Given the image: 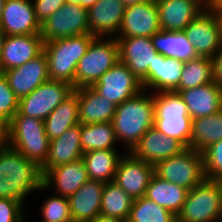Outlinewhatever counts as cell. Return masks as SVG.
Segmentation results:
<instances>
[{
    "instance_id": "obj_1",
    "label": "cell",
    "mask_w": 222,
    "mask_h": 222,
    "mask_svg": "<svg viewBox=\"0 0 222 222\" xmlns=\"http://www.w3.org/2000/svg\"><path fill=\"white\" fill-rule=\"evenodd\" d=\"M43 185L41 168L17 150H0V198L16 199L24 205L25 197Z\"/></svg>"
},
{
    "instance_id": "obj_2",
    "label": "cell",
    "mask_w": 222,
    "mask_h": 222,
    "mask_svg": "<svg viewBox=\"0 0 222 222\" xmlns=\"http://www.w3.org/2000/svg\"><path fill=\"white\" fill-rule=\"evenodd\" d=\"M146 92L142 90L136 96L118 104L111 121L117 142L127 147V153H130L140 138L154 127L153 93L148 95Z\"/></svg>"
},
{
    "instance_id": "obj_3",
    "label": "cell",
    "mask_w": 222,
    "mask_h": 222,
    "mask_svg": "<svg viewBox=\"0 0 222 222\" xmlns=\"http://www.w3.org/2000/svg\"><path fill=\"white\" fill-rule=\"evenodd\" d=\"M94 38L92 34H82L44 42L49 79L66 82L75 88L78 61L86 54Z\"/></svg>"
},
{
    "instance_id": "obj_4",
    "label": "cell",
    "mask_w": 222,
    "mask_h": 222,
    "mask_svg": "<svg viewBox=\"0 0 222 222\" xmlns=\"http://www.w3.org/2000/svg\"><path fill=\"white\" fill-rule=\"evenodd\" d=\"M7 133L8 146L40 168L44 165L49 154L50 142L45 132L44 121L22 115L18 111L7 125Z\"/></svg>"
},
{
    "instance_id": "obj_5",
    "label": "cell",
    "mask_w": 222,
    "mask_h": 222,
    "mask_svg": "<svg viewBox=\"0 0 222 222\" xmlns=\"http://www.w3.org/2000/svg\"><path fill=\"white\" fill-rule=\"evenodd\" d=\"M154 128L168 137H173L189 148L192 119L187 105L176 91H163L153 94Z\"/></svg>"
},
{
    "instance_id": "obj_6",
    "label": "cell",
    "mask_w": 222,
    "mask_h": 222,
    "mask_svg": "<svg viewBox=\"0 0 222 222\" xmlns=\"http://www.w3.org/2000/svg\"><path fill=\"white\" fill-rule=\"evenodd\" d=\"M222 181L205 179L188 191L177 222H221Z\"/></svg>"
},
{
    "instance_id": "obj_7",
    "label": "cell",
    "mask_w": 222,
    "mask_h": 222,
    "mask_svg": "<svg viewBox=\"0 0 222 222\" xmlns=\"http://www.w3.org/2000/svg\"><path fill=\"white\" fill-rule=\"evenodd\" d=\"M118 61L119 50L116 38L95 37L86 54L78 61L75 73V89L92 87Z\"/></svg>"
},
{
    "instance_id": "obj_8",
    "label": "cell",
    "mask_w": 222,
    "mask_h": 222,
    "mask_svg": "<svg viewBox=\"0 0 222 222\" xmlns=\"http://www.w3.org/2000/svg\"><path fill=\"white\" fill-rule=\"evenodd\" d=\"M154 174L190 190L206 179L203 153L186 148L180 154L156 163Z\"/></svg>"
},
{
    "instance_id": "obj_9",
    "label": "cell",
    "mask_w": 222,
    "mask_h": 222,
    "mask_svg": "<svg viewBox=\"0 0 222 222\" xmlns=\"http://www.w3.org/2000/svg\"><path fill=\"white\" fill-rule=\"evenodd\" d=\"M74 90L71 84L49 79L29 95L19 99L18 111L22 115L44 121L61 102L74 93Z\"/></svg>"
},
{
    "instance_id": "obj_10",
    "label": "cell",
    "mask_w": 222,
    "mask_h": 222,
    "mask_svg": "<svg viewBox=\"0 0 222 222\" xmlns=\"http://www.w3.org/2000/svg\"><path fill=\"white\" fill-rule=\"evenodd\" d=\"M82 34H90V29L87 8L78 4L65 3L41 23L43 42Z\"/></svg>"
},
{
    "instance_id": "obj_11",
    "label": "cell",
    "mask_w": 222,
    "mask_h": 222,
    "mask_svg": "<svg viewBox=\"0 0 222 222\" xmlns=\"http://www.w3.org/2000/svg\"><path fill=\"white\" fill-rule=\"evenodd\" d=\"M92 88L116 105L136 96L142 90V83L121 61L102 75Z\"/></svg>"
},
{
    "instance_id": "obj_12",
    "label": "cell",
    "mask_w": 222,
    "mask_h": 222,
    "mask_svg": "<svg viewBox=\"0 0 222 222\" xmlns=\"http://www.w3.org/2000/svg\"><path fill=\"white\" fill-rule=\"evenodd\" d=\"M198 57L212 58L222 46L219 20L206 8L184 29Z\"/></svg>"
},
{
    "instance_id": "obj_13",
    "label": "cell",
    "mask_w": 222,
    "mask_h": 222,
    "mask_svg": "<svg viewBox=\"0 0 222 222\" xmlns=\"http://www.w3.org/2000/svg\"><path fill=\"white\" fill-rule=\"evenodd\" d=\"M154 175V165L135 158L131 153L118 162L114 182L133 200L145 196L147 186Z\"/></svg>"
},
{
    "instance_id": "obj_14",
    "label": "cell",
    "mask_w": 222,
    "mask_h": 222,
    "mask_svg": "<svg viewBox=\"0 0 222 222\" xmlns=\"http://www.w3.org/2000/svg\"><path fill=\"white\" fill-rule=\"evenodd\" d=\"M156 1L125 8L120 29L115 38L152 37L160 31Z\"/></svg>"
},
{
    "instance_id": "obj_15",
    "label": "cell",
    "mask_w": 222,
    "mask_h": 222,
    "mask_svg": "<svg viewBox=\"0 0 222 222\" xmlns=\"http://www.w3.org/2000/svg\"><path fill=\"white\" fill-rule=\"evenodd\" d=\"M119 50V61L143 83L148 77L149 66L153 65L158 54L151 37L116 38Z\"/></svg>"
},
{
    "instance_id": "obj_16",
    "label": "cell",
    "mask_w": 222,
    "mask_h": 222,
    "mask_svg": "<svg viewBox=\"0 0 222 222\" xmlns=\"http://www.w3.org/2000/svg\"><path fill=\"white\" fill-rule=\"evenodd\" d=\"M2 73L18 99L29 95L38 86L49 80L48 60L44 50L25 64Z\"/></svg>"
},
{
    "instance_id": "obj_17",
    "label": "cell",
    "mask_w": 222,
    "mask_h": 222,
    "mask_svg": "<svg viewBox=\"0 0 222 222\" xmlns=\"http://www.w3.org/2000/svg\"><path fill=\"white\" fill-rule=\"evenodd\" d=\"M0 29L6 36L40 34L32 0H5Z\"/></svg>"
},
{
    "instance_id": "obj_18",
    "label": "cell",
    "mask_w": 222,
    "mask_h": 222,
    "mask_svg": "<svg viewBox=\"0 0 222 222\" xmlns=\"http://www.w3.org/2000/svg\"><path fill=\"white\" fill-rule=\"evenodd\" d=\"M159 24L164 31H184L206 9V0H155Z\"/></svg>"
},
{
    "instance_id": "obj_19",
    "label": "cell",
    "mask_w": 222,
    "mask_h": 222,
    "mask_svg": "<svg viewBox=\"0 0 222 222\" xmlns=\"http://www.w3.org/2000/svg\"><path fill=\"white\" fill-rule=\"evenodd\" d=\"M186 147L173 137H168L154 127L150 128L130 152L135 158L155 165L161 160L180 154Z\"/></svg>"
},
{
    "instance_id": "obj_20",
    "label": "cell",
    "mask_w": 222,
    "mask_h": 222,
    "mask_svg": "<svg viewBox=\"0 0 222 222\" xmlns=\"http://www.w3.org/2000/svg\"><path fill=\"white\" fill-rule=\"evenodd\" d=\"M89 180L85 163L82 158L57 166L43 175V185L40 190H56L62 197H70Z\"/></svg>"
},
{
    "instance_id": "obj_21",
    "label": "cell",
    "mask_w": 222,
    "mask_h": 222,
    "mask_svg": "<svg viewBox=\"0 0 222 222\" xmlns=\"http://www.w3.org/2000/svg\"><path fill=\"white\" fill-rule=\"evenodd\" d=\"M125 8L121 0H98L87 8L90 34L95 37H116Z\"/></svg>"
},
{
    "instance_id": "obj_22",
    "label": "cell",
    "mask_w": 222,
    "mask_h": 222,
    "mask_svg": "<svg viewBox=\"0 0 222 222\" xmlns=\"http://www.w3.org/2000/svg\"><path fill=\"white\" fill-rule=\"evenodd\" d=\"M40 34L6 36L0 57V73L32 60L43 51Z\"/></svg>"
},
{
    "instance_id": "obj_23",
    "label": "cell",
    "mask_w": 222,
    "mask_h": 222,
    "mask_svg": "<svg viewBox=\"0 0 222 222\" xmlns=\"http://www.w3.org/2000/svg\"><path fill=\"white\" fill-rule=\"evenodd\" d=\"M175 91L183 98L192 120L213 115L222 109V87L214 81L196 88Z\"/></svg>"
},
{
    "instance_id": "obj_24",
    "label": "cell",
    "mask_w": 222,
    "mask_h": 222,
    "mask_svg": "<svg viewBox=\"0 0 222 222\" xmlns=\"http://www.w3.org/2000/svg\"><path fill=\"white\" fill-rule=\"evenodd\" d=\"M83 153L81 147V124L79 123L49 142V154L46 162L41 167L42 175L57 166L82 158Z\"/></svg>"
},
{
    "instance_id": "obj_25",
    "label": "cell",
    "mask_w": 222,
    "mask_h": 222,
    "mask_svg": "<svg viewBox=\"0 0 222 222\" xmlns=\"http://www.w3.org/2000/svg\"><path fill=\"white\" fill-rule=\"evenodd\" d=\"M104 186L102 181L88 180L68 197L73 222H92L100 215Z\"/></svg>"
},
{
    "instance_id": "obj_26",
    "label": "cell",
    "mask_w": 222,
    "mask_h": 222,
    "mask_svg": "<svg viewBox=\"0 0 222 222\" xmlns=\"http://www.w3.org/2000/svg\"><path fill=\"white\" fill-rule=\"evenodd\" d=\"M184 62L168 58L158 53L152 66H149L148 77L142 83L143 90L155 92L175 91L179 86Z\"/></svg>"
},
{
    "instance_id": "obj_27",
    "label": "cell",
    "mask_w": 222,
    "mask_h": 222,
    "mask_svg": "<svg viewBox=\"0 0 222 222\" xmlns=\"http://www.w3.org/2000/svg\"><path fill=\"white\" fill-rule=\"evenodd\" d=\"M79 123L111 122L117 105L100 96L92 87L78 88Z\"/></svg>"
},
{
    "instance_id": "obj_28",
    "label": "cell",
    "mask_w": 222,
    "mask_h": 222,
    "mask_svg": "<svg viewBox=\"0 0 222 222\" xmlns=\"http://www.w3.org/2000/svg\"><path fill=\"white\" fill-rule=\"evenodd\" d=\"M188 191V189L163 180L154 174L147 186L144 197L177 216L186 201Z\"/></svg>"
},
{
    "instance_id": "obj_29",
    "label": "cell",
    "mask_w": 222,
    "mask_h": 222,
    "mask_svg": "<svg viewBox=\"0 0 222 222\" xmlns=\"http://www.w3.org/2000/svg\"><path fill=\"white\" fill-rule=\"evenodd\" d=\"M76 124H79L78 89H75L74 93L61 102L44 120L45 132L50 141Z\"/></svg>"
},
{
    "instance_id": "obj_30",
    "label": "cell",
    "mask_w": 222,
    "mask_h": 222,
    "mask_svg": "<svg viewBox=\"0 0 222 222\" xmlns=\"http://www.w3.org/2000/svg\"><path fill=\"white\" fill-rule=\"evenodd\" d=\"M151 40L156 51L165 57L183 62L198 57L184 31L160 30L151 37Z\"/></svg>"
},
{
    "instance_id": "obj_31",
    "label": "cell",
    "mask_w": 222,
    "mask_h": 222,
    "mask_svg": "<svg viewBox=\"0 0 222 222\" xmlns=\"http://www.w3.org/2000/svg\"><path fill=\"white\" fill-rule=\"evenodd\" d=\"M121 157L122 154H119L116 149L83 153L82 160L85 163L89 180L112 182Z\"/></svg>"
},
{
    "instance_id": "obj_32",
    "label": "cell",
    "mask_w": 222,
    "mask_h": 222,
    "mask_svg": "<svg viewBox=\"0 0 222 222\" xmlns=\"http://www.w3.org/2000/svg\"><path fill=\"white\" fill-rule=\"evenodd\" d=\"M219 140H222V109L213 115L192 120L189 148L203 152Z\"/></svg>"
},
{
    "instance_id": "obj_33",
    "label": "cell",
    "mask_w": 222,
    "mask_h": 222,
    "mask_svg": "<svg viewBox=\"0 0 222 222\" xmlns=\"http://www.w3.org/2000/svg\"><path fill=\"white\" fill-rule=\"evenodd\" d=\"M133 201L114 181L107 182L102 193L100 214L127 222Z\"/></svg>"
},
{
    "instance_id": "obj_34",
    "label": "cell",
    "mask_w": 222,
    "mask_h": 222,
    "mask_svg": "<svg viewBox=\"0 0 222 222\" xmlns=\"http://www.w3.org/2000/svg\"><path fill=\"white\" fill-rule=\"evenodd\" d=\"M117 139L111 122L81 125V147L83 152L117 149Z\"/></svg>"
},
{
    "instance_id": "obj_35",
    "label": "cell",
    "mask_w": 222,
    "mask_h": 222,
    "mask_svg": "<svg viewBox=\"0 0 222 222\" xmlns=\"http://www.w3.org/2000/svg\"><path fill=\"white\" fill-rule=\"evenodd\" d=\"M213 82L210 57H197L184 61L181 79L176 90L196 88Z\"/></svg>"
},
{
    "instance_id": "obj_36",
    "label": "cell",
    "mask_w": 222,
    "mask_h": 222,
    "mask_svg": "<svg viewBox=\"0 0 222 222\" xmlns=\"http://www.w3.org/2000/svg\"><path fill=\"white\" fill-rule=\"evenodd\" d=\"M127 222H177V216L143 196L133 201Z\"/></svg>"
},
{
    "instance_id": "obj_37",
    "label": "cell",
    "mask_w": 222,
    "mask_h": 222,
    "mask_svg": "<svg viewBox=\"0 0 222 222\" xmlns=\"http://www.w3.org/2000/svg\"><path fill=\"white\" fill-rule=\"evenodd\" d=\"M51 196L42 204L41 215L44 219L40 222H73L68 198Z\"/></svg>"
},
{
    "instance_id": "obj_38",
    "label": "cell",
    "mask_w": 222,
    "mask_h": 222,
    "mask_svg": "<svg viewBox=\"0 0 222 222\" xmlns=\"http://www.w3.org/2000/svg\"><path fill=\"white\" fill-rule=\"evenodd\" d=\"M202 153L206 179L222 181V140L211 144Z\"/></svg>"
},
{
    "instance_id": "obj_39",
    "label": "cell",
    "mask_w": 222,
    "mask_h": 222,
    "mask_svg": "<svg viewBox=\"0 0 222 222\" xmlns=\"http://www.w3.org/2000/svg\"><path fill=\"white\" fill-rule=\"evenodd\" d=\"M19 99L9 87L3 73H0V121L9 124L12 117L18 112Z\"/></svg>"
},
{
    "instance_id": "obj_40",
    "label": "cell",
    "mask_w": 222,
    "mask_h": 222,
    "mask_svg": "<svg viewBox=\"0 0 222 222\" xmlns=\"http://www.w3.org/2000/svg\"><path fill=\"white\" fill-rule=\"evenodd\" d=\"M23 209L16 199L0 198V222H25Z\"/></svg>"
},
{
    "instance_id": "obj_41",
    "label": "cell",
    "mask_w": 222,
    "mask_h": 222,
    "mask_svg": "<svg viewBox=\"0 0 222 222\" xmlns=\"http://www.w3.org/2000/svg\"><path fill=\"white\" fill-rule=\"evenodd\" d=\"M34 1V2H33ZM36 19L40 24L61 8L66 0H33Z\"/></svg>"
},
{
    "instance_id": "obj_42",
    "label": "cell",
    "mask_w": 222,
    "mask_h": 222,
    "mask_svg": "<svg viewBox=\"0 0 222 222\" xmlns=\"http://www.w3.org/2000/svg\"><path fill=\"white\" fill-rule=\"evenodd\" d=\"M213 81L222 87V46L211 58Z\"/></svg>"
},
{
    "instance_id": "obj_43",
    "label": "cell",
    "mask_w": 222,
    "mask_h": 222,
    "mask_svg": "<svg viewBox=\"0 0 222 222\" xmlns=\"http://www.w3.org/2000/svg\"><path fill=\"white\" fill-rule=\"evenodd\" d=\"M206 8L217 18L222 17V0H206Z\"/></svg>"
},
{
    "instance_id": "obj_44",
    "label": "cell",
    "mask_w": 222,
    "mask_h": 222,
    "mask_svg": "<svg viewBox=\"0 0 222 222\" xmlns=\"http://www.w3.org/2000/svg\"><path fill=\"white\" fill-rule=\"evenodd\" d=\"M8 145L7 124L0 121V150Z\"/></svg>"
},
{
    "instance_id": "obj_45",
    "label": "cell",
    "mask_w": 222,
    "mask_h": 222,
    "mask_svg": "<svg viewBox=\"0 0 222 222\" xmlns=\"http://www.w3.org/2000/svg\"><path fill=\"white\" fill-rule=\"evenodd\" d=\"M98 0H66L67 4H78L85 8L94 5Z\"/></svg>"
},
{
    "instance_id": "obj_46",
    "label": "cell",
    "mask_w": 222,
    "mask_h": 222,
    "mask_svg": "<svg viewBox=\"0 0 222 222\" xmlns=\"http://www.w3.org/2000/svg\"><path fill=\"white\" fill-rule=\"evenodd\" d=\"M92 222H126V221L100 214Z\"/></svg>"
},
{
    "instance_id": "obj_47",
    "label": "cell",
    "mask_w": 222,
    "mask_h": 222,
    "mask_svg": "<svg viewBox=\"0 0 222 222\" xmlns=\"http://www.w3.org/2000/svg\"><path fill=\"white\" fill-rule=\"evenodd\" d=\"M121 1L127 7V6H130V5H136V4L151 2V1H155V0H121Z\"/></svg>"
},
{
    "instance_id": "obj_48",
    "label": "cell",
    "mask_w": 222,
    "mask_h": 222,
    "mask_svg": "<svg viewBox=\"0 0 222 222\" xmlns=\"http://www.w3.org/2000/svg\"><path fill=\"white\" fill-rule=\"evenodd\" d=\"M6 35L3 33V31L0 29V57L2 54V48H3V43L5 40Z\"/></svg>"
},
{
    "instance_id": "obj_49",
    "label": "cell",
    "mask_w": 222,
    "mask_h": 222,
    "mask_svg": "<svg viewBox=\"0 0 222 222\" xmlns=\"http://www.w3.org/2000/svg\"><path fill=\"white\" fill-rule=\"evenodd\" d=\"M4 3H5V0H0V19L3 12Z\"/></svg>"
},
{
    "instance_id": "obj_50",
    "label": "cell",
    "mask_w": 222,
    "mask_h": 222,
    "mask_svg": "<svg viewBox=\"0 0 222 222\" xmlns=\"http://www.w3.org/2000/svg\"><path fill=\"white\" fill-rule=\"evenodd\" d=\"M218 20H219V22H220L221 35H222V17H220Z\"/></svg>"
}]
</instances>
